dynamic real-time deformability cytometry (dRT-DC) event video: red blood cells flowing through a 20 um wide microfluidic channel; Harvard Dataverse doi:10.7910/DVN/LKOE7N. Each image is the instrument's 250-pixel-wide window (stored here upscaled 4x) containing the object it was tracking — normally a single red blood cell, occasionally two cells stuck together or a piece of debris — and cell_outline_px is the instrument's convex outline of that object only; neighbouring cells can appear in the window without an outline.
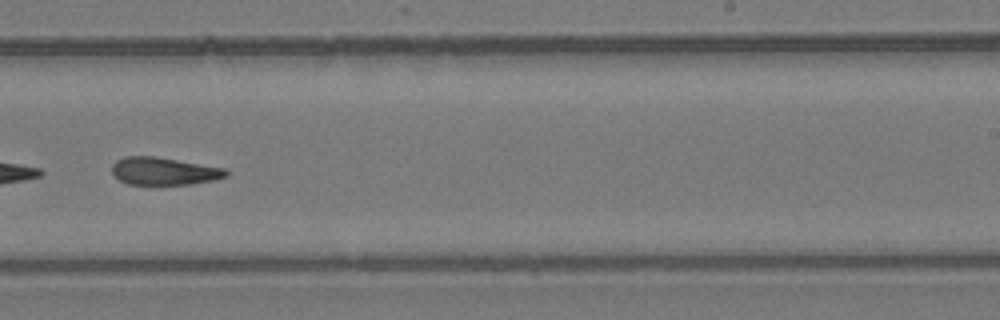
{"species": "common noctule bat (a hibernating species)", "species_latin": "Nyctalus noctula", "temperature_condition": "room temperature", "stored_images_in_passage": 39, "camera_frame_rate_fps": 3000, "um_per_image_px": 0.085, "animal": {"sex": "female", "body_mass_g": 24.6, "forearm_length_mm": 56.2}, "frame": {"image": 1, "passage_image": 23, "time_ms": 7.333, "image_size_px": [1000, 320], "cell_outline_px": [[228, 176], [212, 180], [192, 184], [128, 184], [120, 180], [112, 172], [112, 164], [116, 160], [124, 156], [152, 156], [224, 168], [228, 172]], "centroid_in_image_um": [13.91, 14.55], "position_along_channel_um": 275.1, "area_um2": 18.09}}
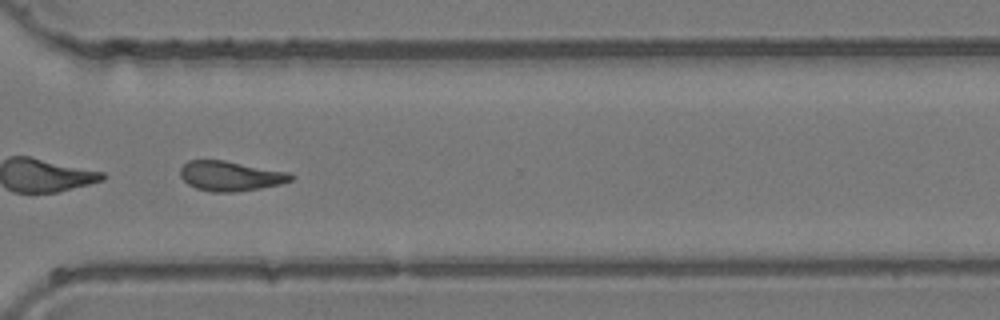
{"frame": {"image": 2, "passage_image": 28, "time_ms": 9.0, "image_size_px": [1000, 320], "cell_outline_px": [[296, 176], [292, 180], [280, 184], [260, 188], [232, 192], [212, 192], [196, 188], [188, 184], [180, 176], [180, 168], [188, 160], [224, 160], [288, 172]], "centroid_in_image_um": [19.58, 14.95], "position_along_channel_um": 351.0, "area_um2": 19.19}}